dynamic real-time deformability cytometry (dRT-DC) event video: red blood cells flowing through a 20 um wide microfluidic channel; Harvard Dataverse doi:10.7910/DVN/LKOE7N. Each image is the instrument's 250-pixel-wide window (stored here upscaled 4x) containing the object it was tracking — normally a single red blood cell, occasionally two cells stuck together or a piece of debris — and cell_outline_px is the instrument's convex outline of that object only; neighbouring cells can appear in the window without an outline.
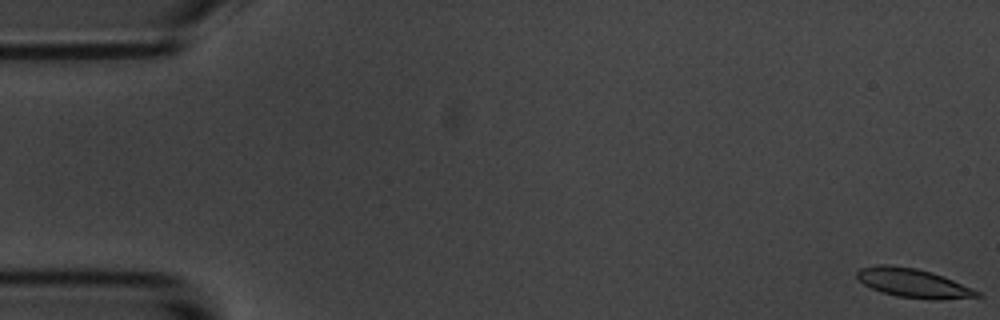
{"species": "common noctule bat (a hibernating species)", "species_latin": "Nyctalus noctula", "temperature_condition": "room temperature", "stored_images_in_passage": 58, "segment_of_instrument_passage": [1, 2], "camera_frame_rate_fps": 3000, "um_per_image_px": 0.085, "animal": {"sex": "male", "body_mass_g": 20.1, "forearm_length_mm": 53.5}, "frame": {"image": 1, "passage_image": 1, "time_ms": 0.0, "image_size_px": [1000, 320], "cell_outline_px": [[984, 296], [940, 300], [936, 300], [896, 296], [880, 292], [864, 284], [856, 276], [856, 272], [860, 268], [876, 264], [888, 264], [916, 268], [932, 272], [944, 276], [972, 288], [980, 292]], "centroid_in_image_um": [77.63, 24.05], "position_along_channel_um": 7.4, "area_um2": 20.46}}
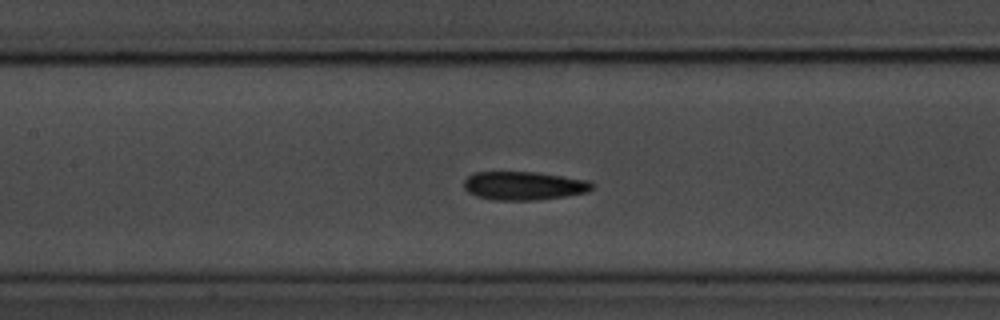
{"frame": {"image": 2, "passage_image": 26, "time_ms": 8.333, "image_size_px": [1000, 320], "cell_outline_px": [[592, 188], [588, 192], [564, 196], [536, 200], [492, 200], [476, 196], [468, 192], [464, 188], [464, 180], [468, 176], [476, 172], [536, 172], [588, 180], [592, 184]], "centroid_in_image_um": [44.49, 15.79], "position_along_channel_um": 162.9, "area_um2": 21.21}}
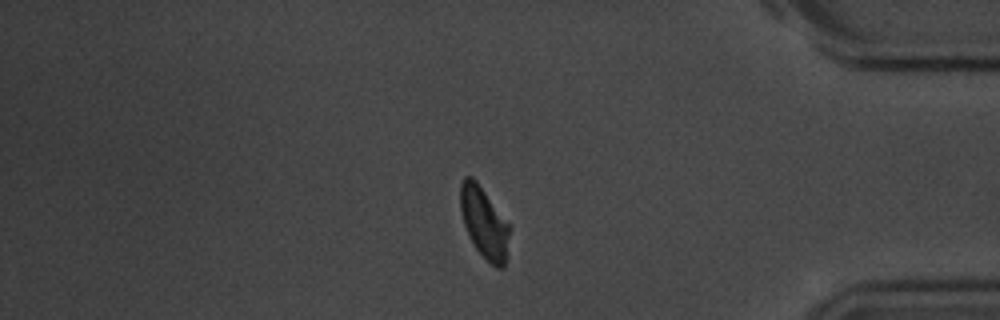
{"frame": {"image": 3, "passage_image": 48, "time_ms": 15.667, "image_size_px": [1000, 320], "cell_outline_px": [[508, 236], [504, 268], [496, 268], [476, 248], [468, 236], [464, 224], [460, 208], [460, 184], [464, 176], [472, 176], [476, 180], [508, 224]], "centroid_in_image_um": [41.1, 18.89], "position_along_channel_um": 394.1, "area_um2": 19.71}}